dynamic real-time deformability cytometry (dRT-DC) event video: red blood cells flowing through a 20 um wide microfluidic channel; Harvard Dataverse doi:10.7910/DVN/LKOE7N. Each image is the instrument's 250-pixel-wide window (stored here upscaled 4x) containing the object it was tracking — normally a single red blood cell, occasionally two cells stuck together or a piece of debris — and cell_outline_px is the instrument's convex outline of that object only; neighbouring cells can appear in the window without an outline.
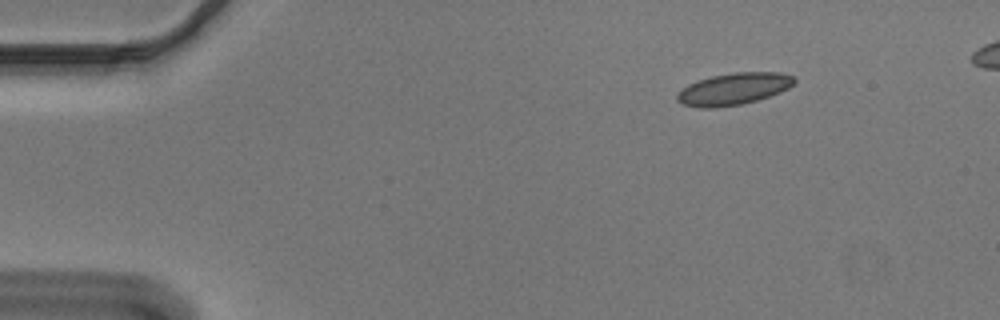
{"species": "Egyptian fruit bat (a non-hibernating species)", "species_latin": "Rousettus aegyptiacus", "temperature_condition": "cold", "stored_images_in_passage": 47, "camera_frame_rate_fps": 3000, "um_per_image_px": 0.085, "animal": {"sex": "male"}, "frame": {"image": 1, "passage_image": 1, "time_ms": 0.0, "image_size_px": [1000, 320], "cell_outline_px": [[796, 80], [788, 88], [780, 92], [756, 100], [740, 104], [716, 108], [700, 108], [680, 104], [676, 100], [676, 92], [688, 84], [696, 80], [712, 76], [732, 72], [780, 72], [792, 76]], "centroid_in_image_um": [62.29, 7.56], "position_along_channel_um": 22.7, "area_um2": 21.91}}
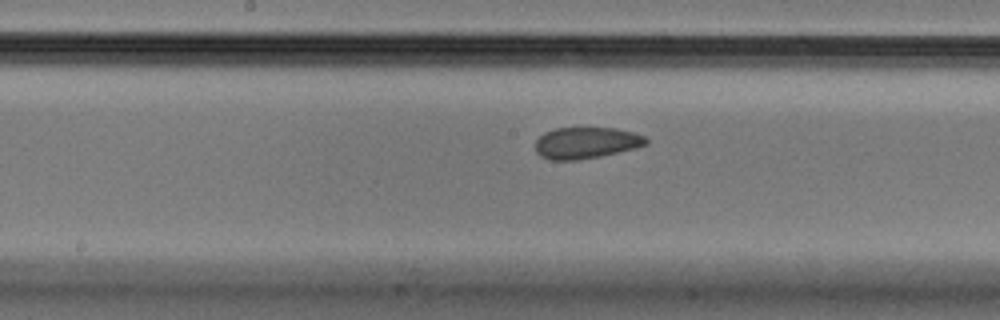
{"frame": {"image": 2, "passage_image": 22, "time_ms": 7.0, "image_size_px": [1000, 320], "cell_outline_px": [[648, 144], [636, 148], [600, 156], [576, 160], [552, 160], [540, 156], [536, 152], [536, 140], [544, 132], [556, 128], [616, 128], [632, 132], [644, 136], [648, 140]], "centroid_in_image_um": [49.82, 12.14], "position_along_channel_um": 198.4, "area_um2": 20.23}}
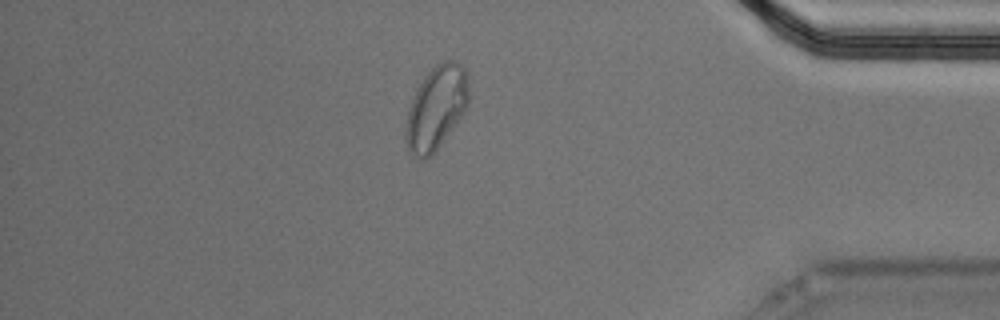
{"frame": {"image": 3, "passage_image": 41, "time_ms": 13.333, "image_size_px": [1000, 320], "cell_outline_px": [[468, 104], [464, 112], [432, 156], [424, 160], [416, 160], [408, 148], [404, 140], [404, 132], [408, 108], [412, 96], [416, 88], [424, 76], [440, 60], [452, 60], [460, 64], [464, 68], [468, 76]], "centroid_in_image_um": [37.04, 9.18], "position_along_channel_um": 398.2, "area_um2": 31.1}}